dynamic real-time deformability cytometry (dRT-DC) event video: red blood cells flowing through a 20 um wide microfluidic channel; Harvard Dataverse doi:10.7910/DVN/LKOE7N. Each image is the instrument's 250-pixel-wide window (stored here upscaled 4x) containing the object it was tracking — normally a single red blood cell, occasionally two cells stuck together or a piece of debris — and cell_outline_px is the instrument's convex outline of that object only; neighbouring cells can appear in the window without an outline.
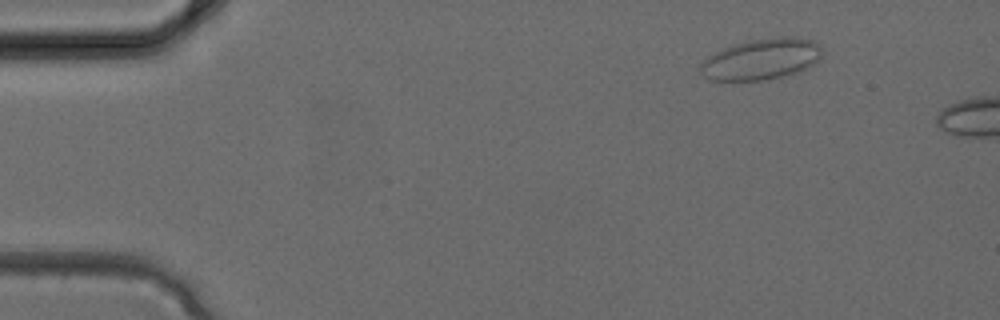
{"species": "common noctule bat (a hibernating species)", "species_latin": "Nyctalus noctula", "temperature_condition": "cold", "stored_images_in_passage": 2, "camera_frame_rate_fps": 3000, "um_per_image_px": 0.085, "animal": {"sex": "female", "body_mass_g": 24.6, "forearm_length_mm": 56.2}, "frame": {"image": 1, "passage_image": 1, "time_ms": 0.0, "image_size_px": [1000, 320], "cell_outline_px": [[820, 60], [800, 72], [784, 76], [764, 80], [708, 80], [700, 72], [700, 64], [704, 60], [716, 52], [732, 44], [752, 40], [780, 36], [796, 36], [812, 40], [820, 44]], "centroid_in_image_um": [64.74, 5.02], "position_along_channel_um": 20.3, "area_um2": 29.19}}